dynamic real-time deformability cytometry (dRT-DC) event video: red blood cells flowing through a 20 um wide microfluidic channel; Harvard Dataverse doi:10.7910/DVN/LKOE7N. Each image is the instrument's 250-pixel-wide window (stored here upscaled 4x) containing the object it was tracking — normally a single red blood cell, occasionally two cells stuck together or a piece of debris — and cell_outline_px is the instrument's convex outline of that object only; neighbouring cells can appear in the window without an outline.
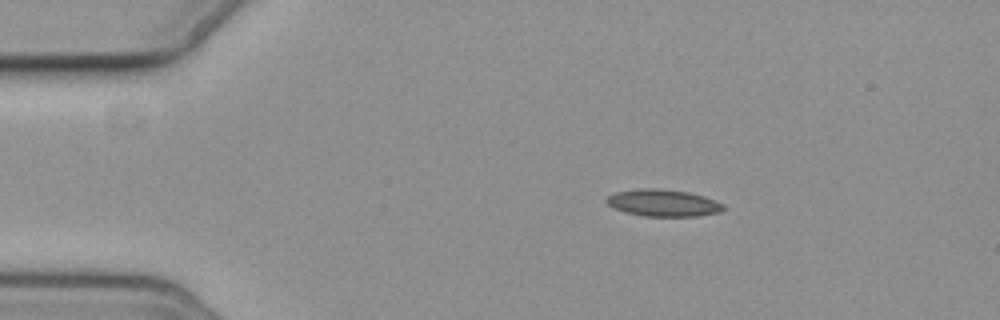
{"species": "common noctule bat (a hibernating species)", "species_latin": "Nyctalus noctula", "temperature_condition": "cold", "stored_images_in_passage": 4, "camera_frame_rate_fps": 3000, "um_per_image_px": 0.085, "animal": {"sex": "female", "body_mass_g": 19.3, "forearm_length_mm": 54.1}, "frame": {"image": 1, "passage_image": 2, "time_ms": 2.333, "image_size_px": [1000, 320], "cell_outline_px": [[724, 208], [720, 212], [696, 216], [644, 216], [624, 212], [608, 204], [604, 200], [608, 196], [616, 192], [644, 188], [656, 188], [688, 192], [704, 196], [724, 204]], "centroid_in_image_um": [56.37, 17.25], "position_along_channel_um": 28.6, "area_um2": 18.21}}